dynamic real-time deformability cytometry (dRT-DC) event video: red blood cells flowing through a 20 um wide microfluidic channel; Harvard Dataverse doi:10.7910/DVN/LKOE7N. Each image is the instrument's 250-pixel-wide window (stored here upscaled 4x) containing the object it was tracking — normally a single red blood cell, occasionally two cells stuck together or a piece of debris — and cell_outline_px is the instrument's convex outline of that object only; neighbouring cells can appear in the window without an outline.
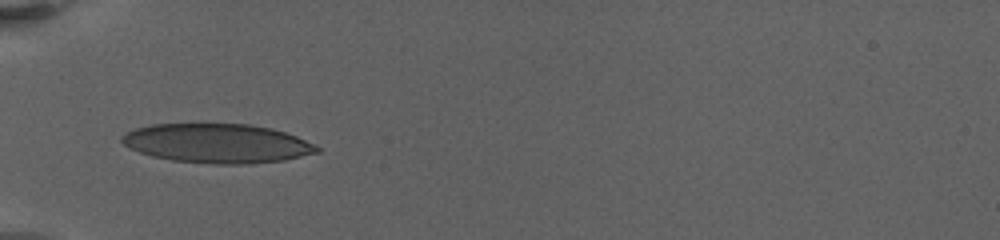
{"species": "human", "species_latin": "Homo sapiens", "temperature_condition": "warm", "stored_images_in_passage": 53, "camera_frame_rate_fps": 3000, "um_per_image_px": 0.085, "donor": {"sex": "female"}, "frame": {"image": 1, "passage_image": 1, "time_ms": 0.0, "image_size_px": [1000, 240], "cell_outline_px": [[320, 152], [284, 160], [248, 164], [212, 164], [172, 160], [152, 156], [140, 152], [124, 144], [120, 140], [120, 136], [136, 128], [152, 124], [248, 124], [272, 128], [296, 136], [320, 148]], "centroid_in_image_um": [18.46, 12.19], "position_along_channel_um": 66.5, "area_um2": 44.39}}
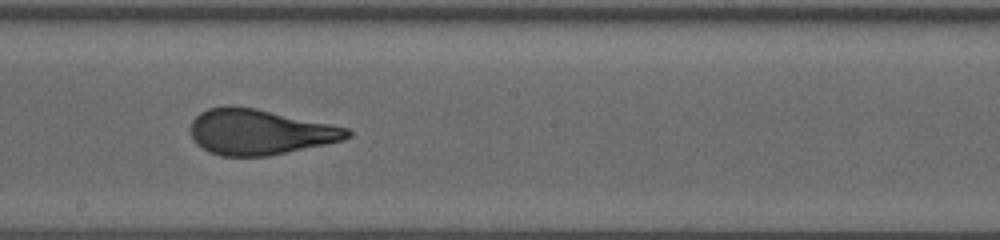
{"frame": {"image": 2, "passage_image": 22, "time_ms": 5.333, "image_size_px": [1000, 240], "cell_outline_px": [[352, 136], [344, 140], [268, 156], [220, 156], [208, 152], [196, 144], [192, 136], [192, 120], [200, 112], [208, 108], [256, 108], [348, 128], [352, 132]], "centroid_in_image_um": [22.09, 11.25], "position_along_channel_um": 226.1, "area_um2": 40.86}}
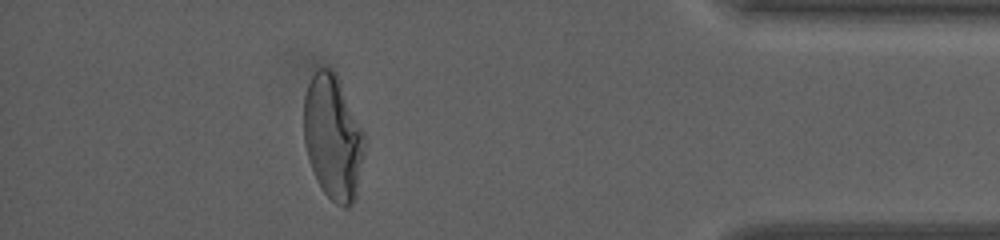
{"frame": {"image": 3, "passage_image": 48, "time_ms": 12.333, "image_size_px": [1000, 240], "cell_outline_px": [[364, 144], [356, 200], [348, 208], [344, 208], [336, 204], [324, 192], [316, 180], [304, 144], [304, 96], [308, 84], [312, 76], [320, 68], [328, 68], [336, 72], [364, 132]], "centroid_in_image_um": [28.3, 11.69], "position_along_channel_um": 406.9, "area_um2": 43.93}}